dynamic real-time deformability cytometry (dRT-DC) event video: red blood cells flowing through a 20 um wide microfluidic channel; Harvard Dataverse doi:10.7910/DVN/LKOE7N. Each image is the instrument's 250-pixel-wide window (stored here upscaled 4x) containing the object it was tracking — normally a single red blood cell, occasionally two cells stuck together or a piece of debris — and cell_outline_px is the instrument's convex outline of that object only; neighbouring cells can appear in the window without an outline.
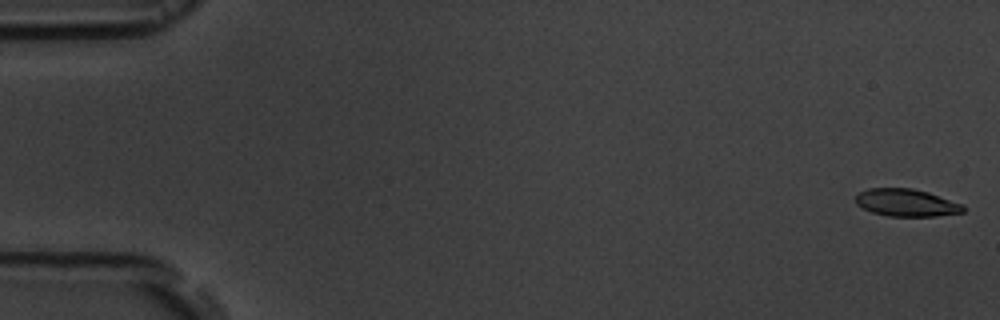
{"species": "common noctule bat (a hibernating species)", "species_latin": "Nyctalus noctula", "temperature_condition": "room temperature", "stored_images_in_passage": 55, "camera_frame_rate_fps": 3000, "um_per_image_px": 0.085, "animal": {"sex": "male", "body_mass_g": 19.5, "forearm_length_mm": 54.6}, "frame": {"image": 1, "passage_image": 1, "time_ms": 0.0, "image_size_px": [1000, 320], "cell_outline_px": [[964, 212], [936, 216], [888, 216], [872, 212], [856, 204], [856, 196], [860, 192], [868, 188], [912, 188], [928, 192], [964, 204]], "centroid_in_image_um": [77.06, 17.23], "position_along_channel_um": 7.9, "area_um2": 17.17}}
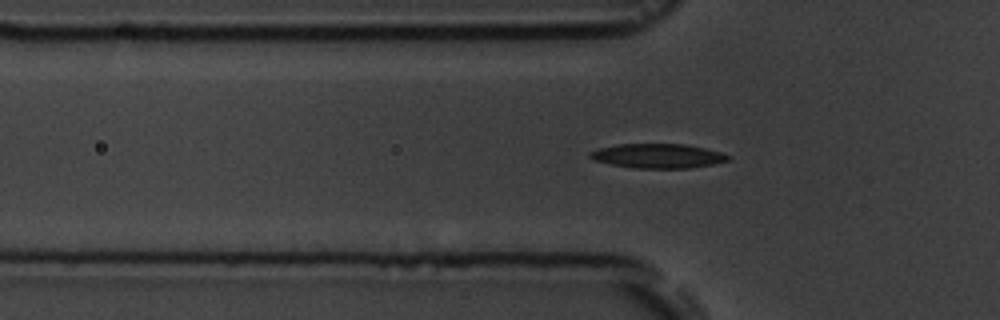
{"frame": {"image": 2, "passage_image": 18, "time_ms": 5.667, "image_size_px": [1000, 320], "cell_outline_px": [[732, 160], [692, 168], [632, 168], [592, 160], [588, 156], [588, 152], [600, 148], [616, 144], [684, 144], [704, 148], [720, 152], [732, 156]], "centroid_in_image_um": [55.92, 13.25], "position_along_channel_um": 69.9, "area_um2": 19.77}}
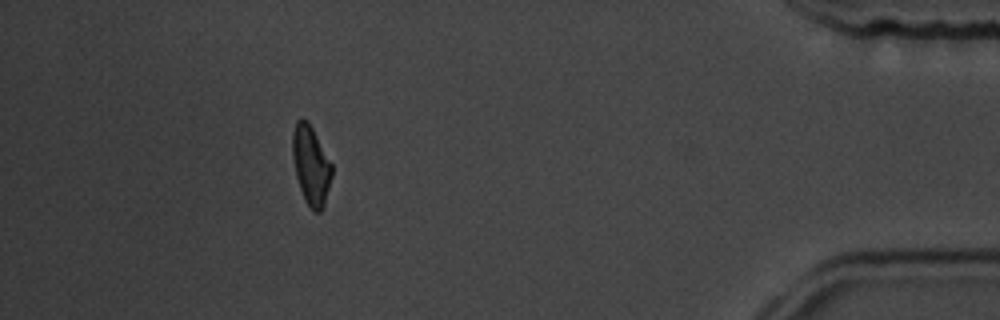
{"frame": {"image": 3, "passage_image": 50, "time_ms": 16.333, "image_size_px": [1000, 320], "cell_outline_px": [[332, 176], [324, 204], [320, 212], [312, 212], [304, 200], [296, 176], [292, 156], [292, 132], [296, 120], [308, 120], [332, 164]], "centroid_in_image_um": [26.42, 14.06], "position_along_channel_um": 408.8, "area_um2": 18.15}, "authors_computed_cell_mechanics": {"area_um2": 18.785, "velocity_mm_per_s": 3.6938, "shape_relaxation_time_tau1_ms": 3.1288, "shape_relaxation_time_tau2_ms": 4.4541, "deformation_change_tau1": 0.1475, "deformation_change_tau2": 0.1102}}